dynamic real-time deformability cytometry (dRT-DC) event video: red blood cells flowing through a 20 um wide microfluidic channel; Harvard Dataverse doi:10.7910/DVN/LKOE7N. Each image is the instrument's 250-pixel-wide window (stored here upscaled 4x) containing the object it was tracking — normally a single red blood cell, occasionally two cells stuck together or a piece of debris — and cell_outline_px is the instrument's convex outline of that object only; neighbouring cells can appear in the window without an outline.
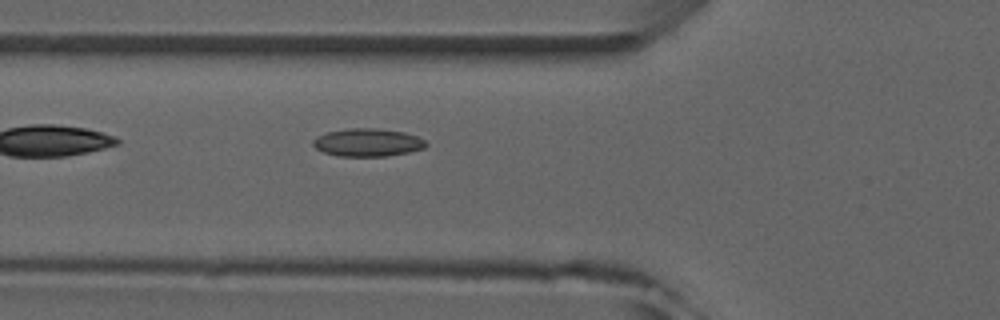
{"species": "common noctule bat (a hibernating species)", "species_latin": "Nyctalus noctula", "temperature_condition": "room temperature", "stored_images_in_passage": 5, "camera_frame_rate_fps": 3000, "um_per_image_px": 0.085, "animal": {"sex": "male", "forearm_length_mm": 52.5}, "frame": {"image": 1, "passage_image": 5, "time_ms": 5.333, "image_size_px": [1000, 320], "cell_outline_px": [[428, 144], [424, 148], [408, 152], [388, 156], [340, 156], [324, 152], [316, 148], [312, 144], [312, 140], [328, 132], [348, 128], [376, 128], [404, 132], [416, 136], [424, 140]], "centroid_in_image_um": [31.26, 12.11], "position_along_channel_um": 94.5, "area_um2": 18.21}}